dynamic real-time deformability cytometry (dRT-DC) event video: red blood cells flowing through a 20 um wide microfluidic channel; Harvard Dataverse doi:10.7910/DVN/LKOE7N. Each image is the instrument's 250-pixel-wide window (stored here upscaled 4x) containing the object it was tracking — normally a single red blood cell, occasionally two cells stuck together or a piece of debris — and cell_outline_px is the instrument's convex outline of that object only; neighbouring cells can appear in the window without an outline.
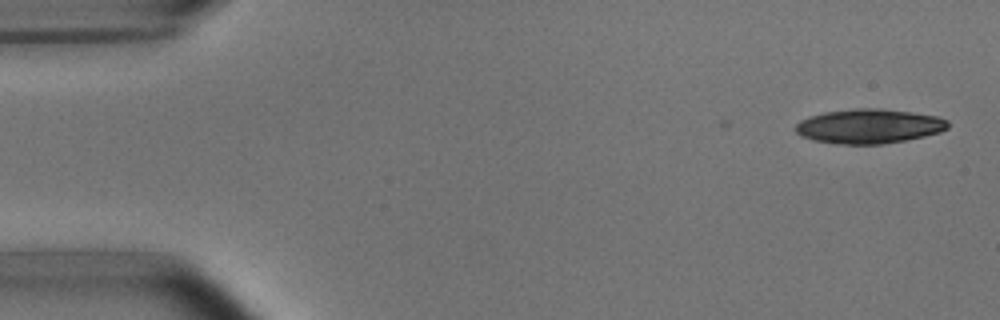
{"species": "common noctule bat (a hibernating species)", "species_latin": "Nyctalus noctula", "temperature_condition": "room temperature", "stored_images_in_passage": 6, "camera_frame_rate_fps": 3000, "um_per_image_px": 0.085, "animal": {"sex": "male", "body_mass_g": 15.6}, "frame": {"image": 1, "passage_image": 1, "time_ms": 0.0, "image_size_px": [1000, 320], "cell_outline_px": [[948, 128], [940, 132], [924, 136], [904, 140], [880, 144], [844, 144], [816, 140], [800, 136], [796, 132], [796, 124], [800, 120], [808, 116], [824, 112], [856, 108], [880, 108], [912, 112], [936, 116], [948, 120]], "centroid_in_image_um": [73.86, 10.71], "position_along_channel_um": 11.1, "area_um2": 30.46}}